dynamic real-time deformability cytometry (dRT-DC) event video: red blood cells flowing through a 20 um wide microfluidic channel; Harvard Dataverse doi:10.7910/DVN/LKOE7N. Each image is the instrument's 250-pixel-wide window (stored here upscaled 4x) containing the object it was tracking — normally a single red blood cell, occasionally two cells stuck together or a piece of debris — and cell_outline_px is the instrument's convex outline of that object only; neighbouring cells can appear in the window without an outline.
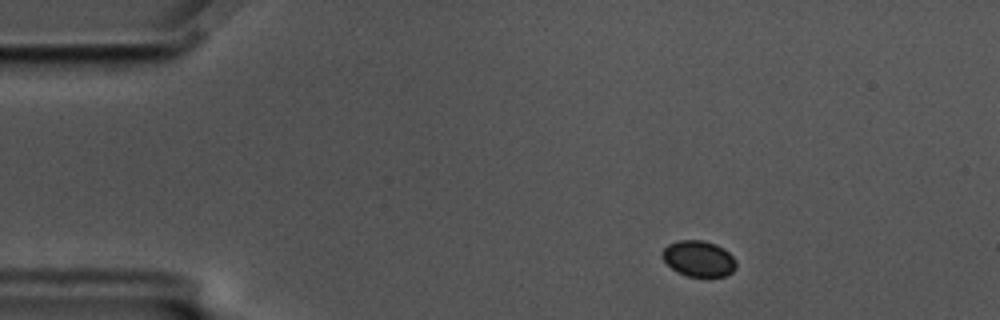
{"species": "common noctule bat (a hibernating species)", "species_latin": "Nyctalus noctula", "temperature_condition": "cold", "stored_images_in_passage": 9, "camera_frame_rate_fps": 3000, "um_per_image_px": 0.085, "animal": {"sex": "male", "body_mass_g": 17.5, "forearm_length_mm": 52.3}, "frame": {"image": 1, "passage_image": 1, "time_ms": 0.0, "image_size_px": [1000, 320], "cell_outline_px": [[736, 268], [732, 272], [724, 276], [688, 276], [676, 272], [664, 260], [660, 252], [668, 244], [680, 240], [704, 240], [716, 244], [724, 248], [736, 260]], "centroid_in_image_um": [59.38, 21.97], "position_along_channel_um": 25.6, "area_um2": 15.49}}